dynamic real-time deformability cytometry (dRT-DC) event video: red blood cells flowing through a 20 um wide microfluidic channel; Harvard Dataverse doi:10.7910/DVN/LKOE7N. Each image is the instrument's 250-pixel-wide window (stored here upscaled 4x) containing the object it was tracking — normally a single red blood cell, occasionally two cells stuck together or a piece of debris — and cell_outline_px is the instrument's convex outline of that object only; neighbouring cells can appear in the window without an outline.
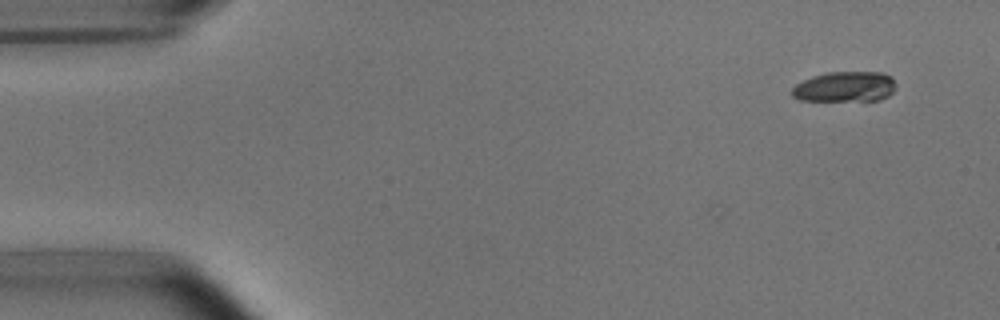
{"species": "common noctule bat (a hibernating species)", "species_latin": "Nyctalus noctula", "temperature_condition": "room temperature", "stored_images_in_passage": 7, "camera_frame_rate_fps": 3000, "um_per_image_px": 0.085, "animal": {"sex": "male", "body_mass_g": 15.6}, "frame": {"image": 1, "passage_image": 1, "time_ms": 0.0, "image_size_px": [1000, 320], "cell_outline_px": [[896, 88], [888, 96], [880, 100], [800, 100], [792, 96], [792, 88], [796, 84], [812, 76], [828, 72], [884, 72], [892, 76], [896, 84]], "centroid_in_image_um": [71.86, 7.36], "position_along_channel_um": 13.1, "area_um2": 18.44}}